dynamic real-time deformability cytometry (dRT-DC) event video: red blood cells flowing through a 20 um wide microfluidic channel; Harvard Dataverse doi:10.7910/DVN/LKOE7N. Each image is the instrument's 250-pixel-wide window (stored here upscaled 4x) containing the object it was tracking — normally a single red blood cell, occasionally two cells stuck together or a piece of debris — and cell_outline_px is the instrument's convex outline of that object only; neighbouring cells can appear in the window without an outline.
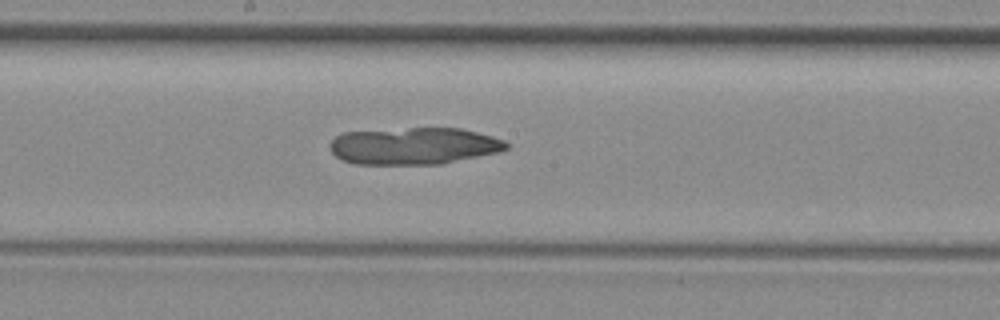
{"species": "common noctule bat (a hibernating species)", "species_latin": "Nyctalus noctula", "temperature_condition": "room temperature", "stored_images_in_passage": 51, "camera_frame_rate_fps": 3000, "um_per_image_px": 0.085, "animal": {"sex": "female", "body_mass_g": 29.2, "forearm_length_mm": 56.3}, "frame": {"image": 1, "passage_image": 27, "time_ms": 8.667, "image_size_px": [1000, 320], "cell_outline_px": [[508, 148], [500, 152], [440, 164], [356, 164], [340, 160], [332, 152], [328, 144], [336, 136], [344, 132], [408, 128], [460, 128], [492, 136], [504, 140], [508, 144]], "centroid_in_image_um": [35.17, 12.41], "position_along_channel_um": 213.0, "area_um2": 38.09}}
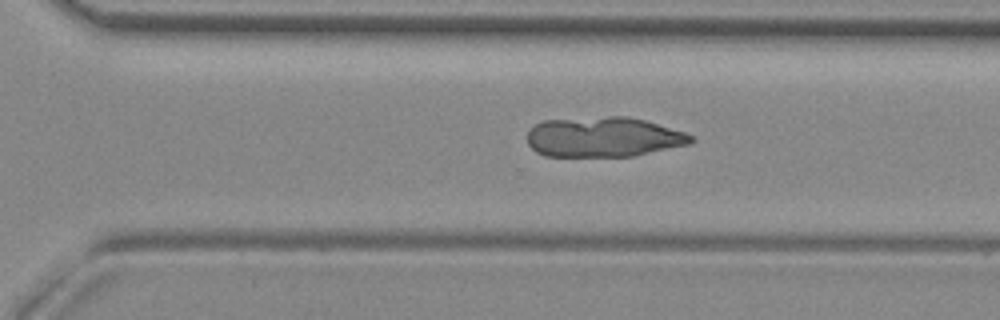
{"frame": {"image": 2, "passage_image": 35, "time_ms": 11.333, "image_size_px": [1000, 320], "cell_outline_px": [[696, 140], [692, 144], [636, 156], [544, 156], [536, 152], [528, 144], [528, 132], [536, 124], [544, 120], [608, 116], [628, 116], [644, 120], [684, 132], [692, 136]], "centroid_in_image_um": [51.33, 11.65], "position_along_channel_um": 319.3, "area_um2": 38.38}}
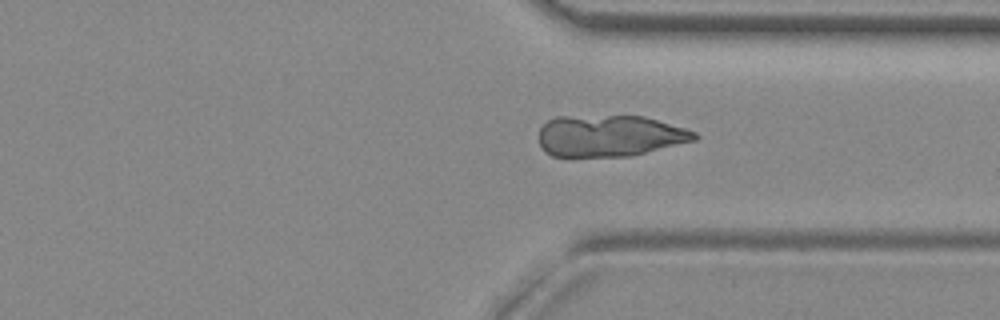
{"frame": {"image": 3, "passage_image": 38, "time_ms": 12.333, "image_size_px": [1000, 320], "cell_outline_px": [[700, 136], [696, 140], [632, 156], [552, 156], [544, 152], [540, 144], [540, 128], [548, 120], [556, 116], [644, 116], [684, 128], [696, 132]], "centroid_in_image_um": [51.83, 11.54], "position_along_channel_um": 359.6, "area_um2": 37.63}}